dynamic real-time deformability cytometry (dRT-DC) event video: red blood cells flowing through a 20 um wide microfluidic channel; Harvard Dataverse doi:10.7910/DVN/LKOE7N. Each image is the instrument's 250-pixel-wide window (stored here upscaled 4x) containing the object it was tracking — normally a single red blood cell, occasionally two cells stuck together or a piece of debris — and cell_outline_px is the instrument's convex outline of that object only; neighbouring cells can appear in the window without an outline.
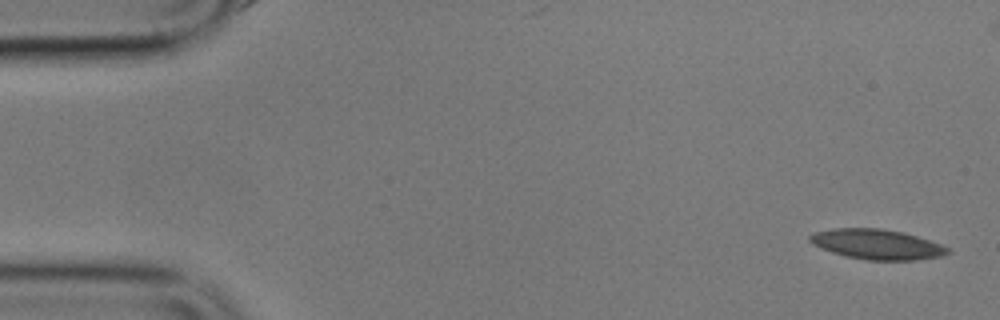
{"species": "common noctule bat (a hibernating species)", "species_latin": "Nyctalus noctula", "temperature_condition": "cold", "stored_images_in_passage": 5, "segment_of_instrument_passage": [1, 2], "camera_frame_rate_fps": 3000, "um_per_image_px": 0.085, "animal": {"sex": "male", "body_mass_g": 17.9}, "frame": {"image": 1, "passage_image": 1, "time_ms": 0.0, "image_size_px": [1000, 320], "cell_outline_px": [[952, 252], [940, 256], [916, 260], [868, 260], [848, 256], [832, 252], [820, 248], [812, 244], [808, 240], [808, 236], [816, 232], [832, 228], [880, 228], [904, 232], [940, 244], [948, 248]], "centroid_in_image_um": [74.52, 20.76], "position_along_channel_um": 10.5, "area_um2": 24.04}}
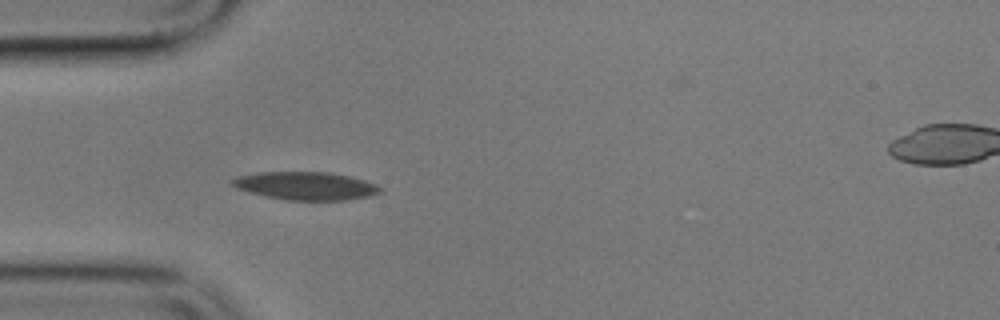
{"frame": {"image": 2, "passage_image": 4, "time_ms": 5.0, "image_size_px": [1000, 320], "cell_outline_px": [[380, 192], [368, 196], [344, 200], [284, 200], [264, 196], [236, 188], [228, 180], [236, 176], [260, 172], [328, 172], [348, 176], [364, 180], [376, 184], [380, 188]], "centroid_in_image_um": [25.92, 15.79], "position_along_channel_um": 59.1, "area_um2": 24.1}}